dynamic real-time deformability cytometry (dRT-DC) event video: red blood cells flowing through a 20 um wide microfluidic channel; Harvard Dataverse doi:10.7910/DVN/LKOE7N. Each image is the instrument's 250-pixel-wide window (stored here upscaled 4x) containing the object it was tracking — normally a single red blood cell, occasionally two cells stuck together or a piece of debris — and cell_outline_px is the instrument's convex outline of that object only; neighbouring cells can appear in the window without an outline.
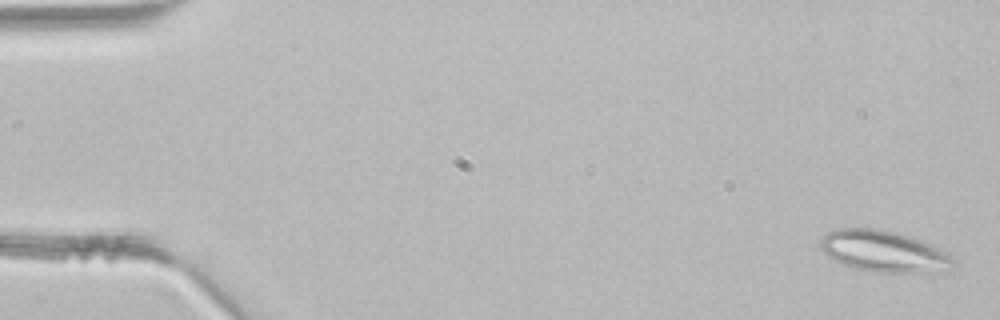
{"species": "common noctule bat (a hibernating species)", "species_latin": "Nyctalus noctula", "temperature_condition": "room temperature", "stored_images_in_passage": 4, "camera_frame_rate_fps": 3000, "um_per_image_px": 0.085, "animal": {"sex": "male", "body_mass_g": 21.5, "forearm_length_mm": 52.0}, "frame": {"image": 1, "passage_image": 1, "time_ms": 0.0, "image_size_px": [1000, 320], "cell_outline_px": [[956, 260], [948, 268], [936, 272], [876, 272], [856, 268], [844, 264], [828, 256], [820, 248], [820, 240], [828, 232], [840, 228], [880, 228], [896, 232], [932, 244], [948, 252]], "centroid_in_image_um": [75.14, 21.35], "position_along_channel_um": 9.9, "area_um2": 31.85}}